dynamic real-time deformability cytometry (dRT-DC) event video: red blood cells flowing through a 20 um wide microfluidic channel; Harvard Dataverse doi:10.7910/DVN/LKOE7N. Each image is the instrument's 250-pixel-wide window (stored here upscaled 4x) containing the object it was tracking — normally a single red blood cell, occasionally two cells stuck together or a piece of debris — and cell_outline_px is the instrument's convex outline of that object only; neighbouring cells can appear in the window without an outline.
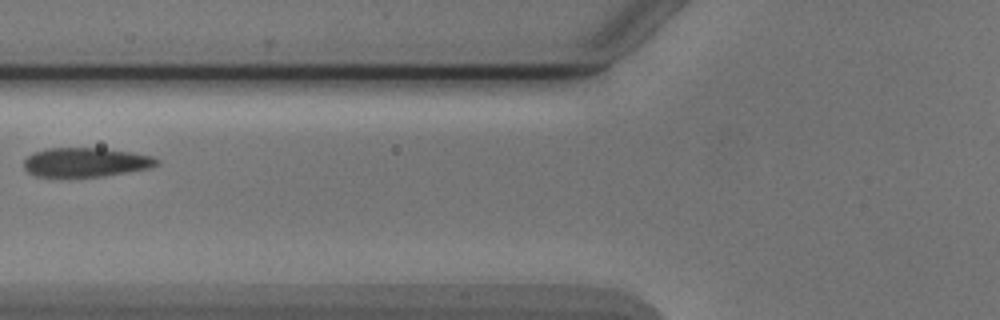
{"species": "Egyptian fruit bat (a non-hibernating species)", "species_latin": "Rousettus aegyptiacus", "temperature_condition": "cold", "stored_images_in_passage": 2, "camera_frame_rate_fps": 3000, "um_per_image_px": 0.085, "animal": {"sex": "male"}, "frame": {"image": 1, "passage_image": 2, "time_ms": 1.333, "image_size_px": [1000, 320], "cell_outline_px": [[160, 164], [148, 168], [100, 176], [36, 176], [28, 172], [24, 168], [24, 160], [32, 152], [48, 148], [104, 148], [132, 152], [152, 156], [160, 160]], "centroid_in_image_um": [7.28, 13.77], "position_along_channel_um": 118.5, "area_um2": 22.43}}